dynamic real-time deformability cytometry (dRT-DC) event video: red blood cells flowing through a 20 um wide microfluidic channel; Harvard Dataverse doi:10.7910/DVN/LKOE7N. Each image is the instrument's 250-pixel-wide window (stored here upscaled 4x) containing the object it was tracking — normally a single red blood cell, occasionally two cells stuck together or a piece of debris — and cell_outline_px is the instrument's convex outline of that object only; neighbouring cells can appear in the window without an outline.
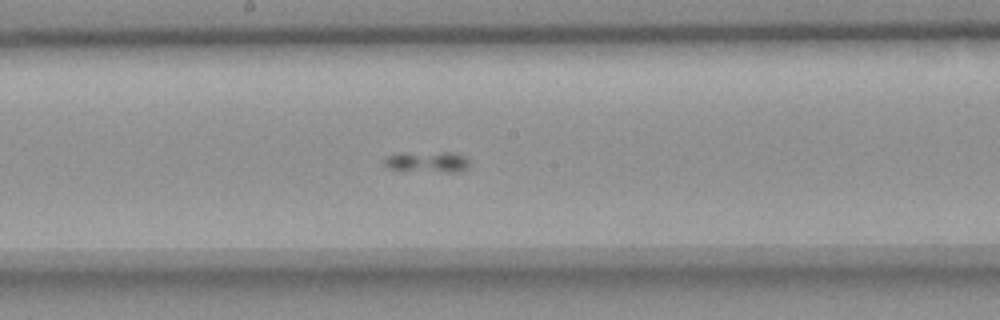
{"species": "common noctule bat (a hibernating species)", "species_latin": "Nyctalus noctula", "temperature_condition": "room temperature", "stored_images_in_passage": 54, "camera_frame_rate_fps": 3000, "um_per_image_px": 0.085, "animal": {"sex": "female", "body_mass_g": 18.4}, "frame": {"image": 1, "passage_image": 28, "time_ms": 9.0, "image_size_px": [1000, 320], "cell_outline_px": [[468, 168], [460, 172], [448, 172], [388, 168], [384, 164], [384, 160], [388, 156], [400, 152], [452, 152], [464, 156], [468, 160]], "centroid_in_image_um": [36.36, 13.73], "position_along_channel_um": 211.8, "area_um2": 10.29}}